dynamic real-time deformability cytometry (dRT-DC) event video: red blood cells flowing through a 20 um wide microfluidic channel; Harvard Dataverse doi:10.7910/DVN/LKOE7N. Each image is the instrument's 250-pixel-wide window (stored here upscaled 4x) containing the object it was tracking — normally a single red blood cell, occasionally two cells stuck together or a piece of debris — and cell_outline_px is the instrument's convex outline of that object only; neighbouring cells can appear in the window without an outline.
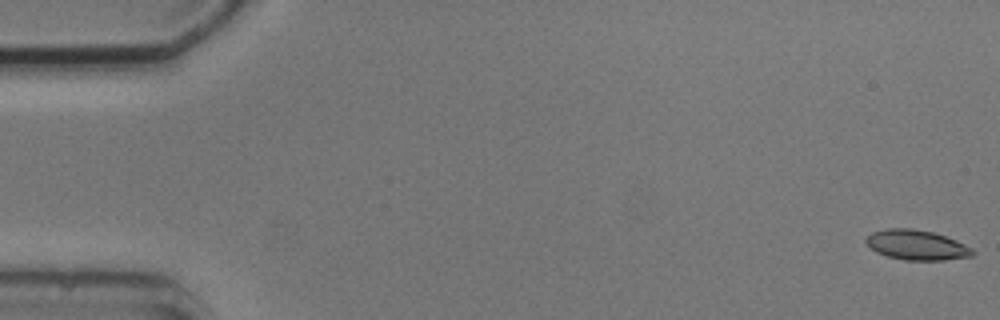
{"species": "common noctule bat (a hibernating species)", "species_latin": "Nyctalus noctula", "temperature_condition": "cold", "stored_images_in_passage": 4, "camera_frame_rate_fps": 3000, "um_per_image_px": 0.085, "animal": {"sex": "male", "body_mass_g": 20.5, "forearm_length_mm": 52.5}, "frame": {"image": 1, "passage_image": 1, "time_ms": 0.0, "image_size_px": [1000, 320], "cell_outline_px": [[976, 252], [972, 256], [944, 260], [904, 260], [888, 256], [876, 252], [864, 240], [872, 232], [888, 228], [912, 228], [932, 232], [956, 240], [972, 248]], "centroid_in_image_um": [77.93, 20.82], "position_along_channel_um": 7.1, "area_um2": 18.5}}
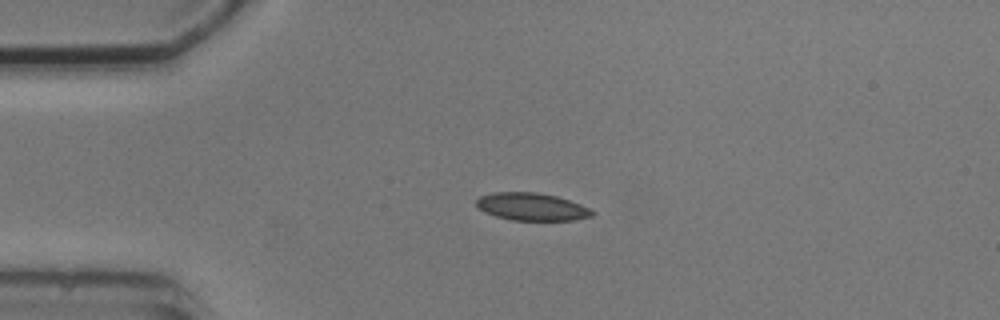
{"frame": {"image": 2, "passage_image": 4, "time_ms": 4.0, "image_size_px": [1000, 320], "cell_outline_px": [[596, 212], [592, 216], [576, 220], [512, 220], [496, 216], [484, 212], [476, 204], [476, 200], [480, 196], [492, 192], [536, 192], [556, 196], [580, 204]], "centroid_in_image_um": [45.19, 17.57], "position_along_channel_um": 39.8, "area_um2": 18.55}}